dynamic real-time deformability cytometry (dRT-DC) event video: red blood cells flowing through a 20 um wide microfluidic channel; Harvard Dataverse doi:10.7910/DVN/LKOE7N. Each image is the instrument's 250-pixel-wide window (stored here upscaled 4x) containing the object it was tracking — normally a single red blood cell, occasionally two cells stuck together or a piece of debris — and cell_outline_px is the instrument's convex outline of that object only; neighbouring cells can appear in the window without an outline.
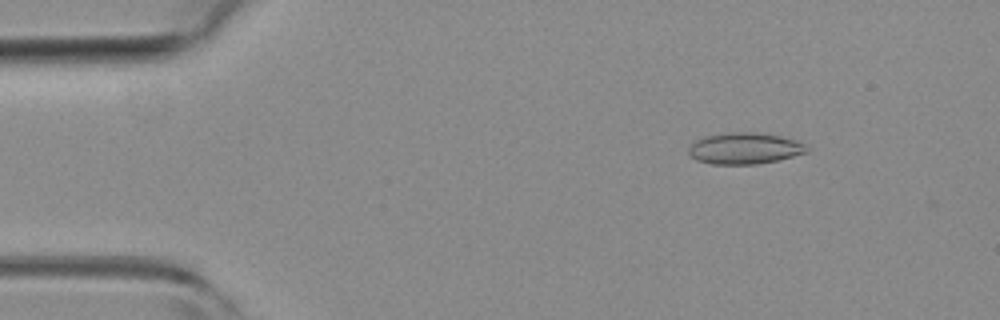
{"species": "common noctule bat (a hibernating species)", "species_latin": "Nyctalus noctula", "temperature_condition": "room temperature", "stored_images_in_passage": 4, "camera_frame_rate_fps": 3000, "um_per_image_px": 0.085, "animal": {"sex": "female", "body_mass_g": 19.3, "forearm_length_mm": 54.1}, "frame": {"image": 1, "passage_image": 2, "time_ms": 0.333, "image_size_px": [1000, 320], "cell_outline_px": [[808, 152], [776, 160], [756, 164], [712, 164], [696, 160], [688, 152], [688, 148], [696, 140], [704, 136], [728, 132], [756, 132], [784, 136], [796, 140], [804, 144], [808, 148]], "centroid_in_image_um": [63.29, 12.6], "position_along_channel_um": 21.7, "area_um2": 21.62}}